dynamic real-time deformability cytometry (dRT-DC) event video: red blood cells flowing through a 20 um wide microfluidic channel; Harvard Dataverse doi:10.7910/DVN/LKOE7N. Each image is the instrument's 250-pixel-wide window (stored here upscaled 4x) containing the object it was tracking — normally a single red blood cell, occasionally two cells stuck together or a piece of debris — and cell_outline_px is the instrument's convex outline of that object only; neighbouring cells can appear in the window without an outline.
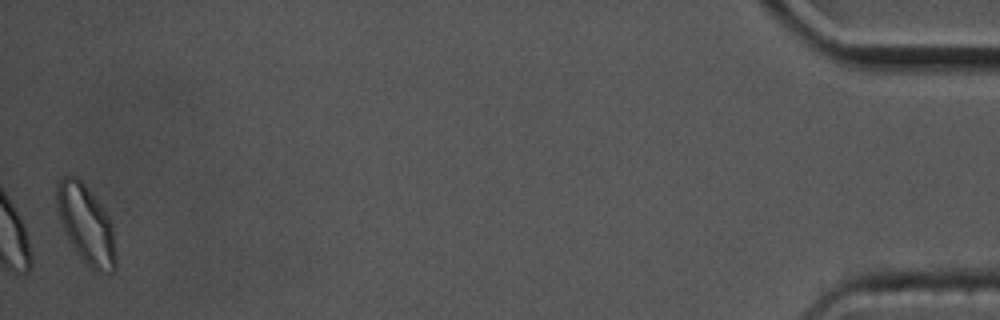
{"species": "common noctule bat (a hibernating species)", "species_latin": "Nyctalus noctula", "temperature_condition": "cold", "stored_images_in_passage": 41, "camera_frame_rate_fps": 3000, "um_per_image_px": 0.085, "animal": {"sex": "male", "body_mass_g": 17.5, "forearm_length_mm": 52.3}, "frame": {"image": 1, "passage_image": 41, "time_ms": 13.333, "image_size_px": [1000, 320], "cell_outline_px": [[116, 268], [112, 272], [96, 272], [76, 252], [64, 232], [56, 208], [56, 180], [60, 176], [76, 176], [88, 188], [100, 204], [108, 216], [112, 224], [116, 252]], "centroid_in_image_um": [7.3, 19.05], "position_along_channel_um": 427.9, "area_um2": 27.17}, "authors_computed_cell_mechanics": {"area_um2": 17.5134, "velocity_mm_per_s": 3.4534, "shape_relaxation_time_tau1_ms": 5.1177, "shape_relaxation_time_tau2_ms": 5.25, "deformation_change_tau1": 0.1326, "deformation_change_tau2": 0.0901}}